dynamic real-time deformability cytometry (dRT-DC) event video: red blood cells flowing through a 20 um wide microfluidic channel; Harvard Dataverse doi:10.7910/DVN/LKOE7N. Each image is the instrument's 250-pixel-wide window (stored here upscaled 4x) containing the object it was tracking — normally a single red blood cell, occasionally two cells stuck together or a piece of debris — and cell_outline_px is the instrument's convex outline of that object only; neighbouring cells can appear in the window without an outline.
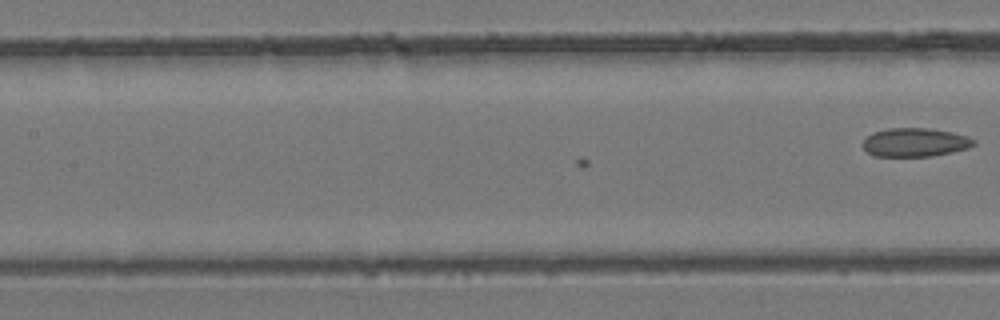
{"species": "common noctule bat (a hibernating species)", "species_latin": "Nyctalus noctula", "temperature_condition": "room temperature", "stored_images_in_passage": 15, "camera_frame_rate_fps": 3000, "um_per_image_px": 0.085, "animal": {"sex": "female", "body_mass_g": 24.6, "forearm_length_mm": 56.2}, "frame": {"image": 1, "passage_image": 15, "time_ms": 4.667, "image_size_px": [1000, 320], "cell_outline_px": [[972, 144], [964, 148], [952, 152], [928, 156], [876, 156], [868, 152], [864, 148], [864, 140], [868, 136], [876, 132], [892, 128], [924, 128], [948, 132], [964, 136], [972, 140]], "centroid_in_image_um": [77.7, 12.11], "position_along_channel_um": 129.7, "area_um2": 17.63}}